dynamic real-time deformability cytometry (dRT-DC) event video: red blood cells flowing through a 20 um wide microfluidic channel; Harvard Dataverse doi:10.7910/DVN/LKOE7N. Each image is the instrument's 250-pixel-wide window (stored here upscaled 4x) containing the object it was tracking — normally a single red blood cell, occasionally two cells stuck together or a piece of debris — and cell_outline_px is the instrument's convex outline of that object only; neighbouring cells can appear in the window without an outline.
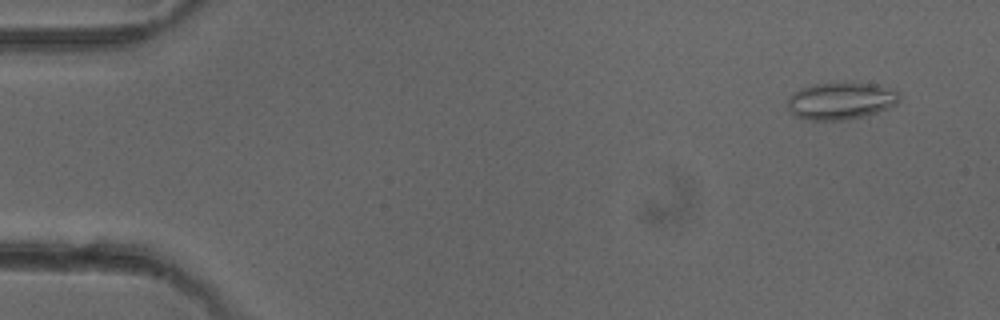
{"species": "common noctule bat (a hibernating species)", "species_latin": "Nyctalus noctula", "temperature_condition": "cold", "stored_images_in_passage": 4, "camera_frame_rate_fps": 3000, "um_per_image_px": 0.085, "animal": {"sex": "female"}, "frame": {"image": 1, "passage_image": 1, "time_ms": 0.0, "image_size_px": [1000, 320], "cell_outline_px": [[900, 100], [896, 104], [888, 108], [868, 116], [848, 120], [808, 120], [796, 116], [788, 112], [788, 96], [792, 92], [800, 88], [812, 84], [844, 80], [876, 84], [896, 88], [900, 92]], "centroid_in_image_um": [71.5, 8.53], "position_along_channel_um": 13.5, "area_um2": 25.49}}
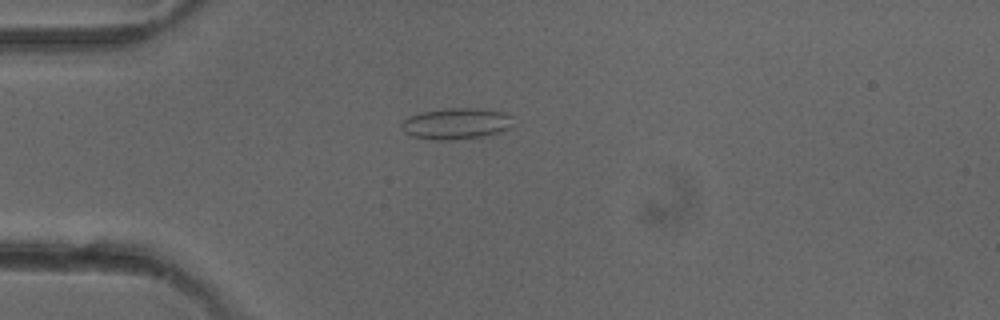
{"frame": {"image": 2, "passage_image": 4, "time_ms": 3.333, "image_size_px": [1000, 320], "cell_outline_px": [[512, 128], [500, 132], [484, 136], [452, 140], [436, 140], [408, 136], [400, 128], [400, 124], [408, 116], [424, 112], [448, 108], [480, 108], [504, 112], [512, 116]], "centroid_in_image_um": [38.78, 10.51], "position_along_channel_um": 46.2, "area_um2": 20.58}}